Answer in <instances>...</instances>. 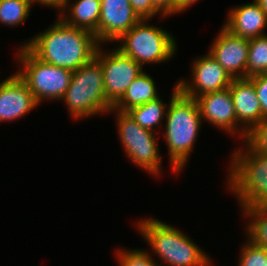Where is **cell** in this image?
I'll list each match as a JSON object with an SVG mask.
<instances>
[{
    "label": "cell",
    "mask_w": 267,
    "mask_h": 266,
    "mask_svg": "<svg viewBox=\"0 0 267 266\" xmlns=\"http://www.w3.org/2000/svg\"><path fill=\"white\" fill-rule=\"evenodd\" d=\"M21 45L41 61L73 72L95 56L100 44L92 32L58 17L55 24Z\"/></svg>",
    "instance_id": "cell-1"
},
{
    "label": "cell",
    "mask_w": 267,
    "mask_h": 266,
    "mask_svg": "<svg viewBox=\"0 0 267 266\" xmlns=\"http://www.w3.org/2000/svg\"><path fill=\"white\" fill-rule=\"evenodd\" d=\"M172 91L162 133L171 172L179 174L189 162L203 121L196 100L183 95L177 82Z\"/></svg>",
    "instance_id": "cell-2"
},
{
    "label": "cell",
    "mask_w": 267,
    "mask_h": 266,
    "mask_svg": "<svg viewBox=\"0 0 267 266\" xmlns=\"http://www.w3.org/2000/svg\"><path fill=\"white\" fill-rule=\"evenodd\" d=\"M137 230L154 256L168 266H211L213 260L186 233L156 218H142Z\"/></svg>",
    "instance_id": "cell-3"
},
{
    "label": "cell",
    "mask_w": 267,
    "mask_h": 266,
    "mask_svg": "<svg viewBox=\"0 0 267 266\" xmlns=\"http://www.w3.org/2000/svg\"><path fill=\"white\" fill-rule=\"evenodd\" d=\"M246 149L235 150L230 157L227 189L238 200L241 209L267 205V156ZM242 150V151H241Z\"/></svg>",
    "instance_id": "cell-4"
},
{
    "label": "cell",
    "mask_w": 267,
    "mask_h": 266,
    "mask_svg": "<svg viewBox=\"0 0 267 266\" xmlns=\"http://www.w3.org/2000/svg\"><path fill=\"white\" fill-rule=\"evenodd\" d=\"M101 62L94 56L73 71L71 82L61 101L75 120L108 113L113 105L107 100Z\"/></svg>",
    "instance_id": "cell-5"
},
{
    "label": "cell",
    "mask_w": 267,
    "mask_h": 266,
    "mask_svg": "<svg viewBox=\"0 0 267 266\" xmlns=\"http://www.w3.org/2000/svg\"><path fill=\"white\" fill-rule=\"evenodd\" d=\"M148 21L141 20L134 25L117 40L121 44L116 47L142 68L146 63L168 62L177 51L175 37L161 27L149 25Z\"/></svg>",
    "instance_id": "cell-6"
},
{
    "label": "cell",
    "mask_w": 267,
    "mask_h": 266,
    "mask_svg": "<svg viewBox=\"0 0 267 266\" xmlns=\"http://www.w3.org/2000/svg\"><path fill=\"white\" fill-rule=\"evenodd\" d=\"M20 68L16 73L27 84L38 105L43 100H61L70 85L73 72L38 59L25 45L17 50Z\"/></svg>",
    "instance_id": "cell-7"
},
{
    "label": "cell",
    "mask_w": 267,
    "mask_h": 266,
    "mask_svg": "<svg viewBox=\"0 0 267 266\" xmlns=\"http://www.w3.org/2000/svg\"><path fill=\"white\" fill-rule=\"evenodd\" d=\"M112 112L116 114L115 125L125 155L141 170H145L154 177H160L162 157L156 134L140 127L127 112L111 109L108 113Z\"/></svg>",
    "instance_id": "cell-8"
},
{
    "label": "cell",
    "mask_w": 267,
    "mask_h": 266,
    "mask_svg": "<svg viewBox=\"0 0 267 266\" xmlns=\"http://www.w3.org/2000/svg\"><path fill=\"white\" fill-rule=\"evenodd\" d=\"M102 47L99 45L95 57L102 65L106 98L114 105L144 69L116 47L109 52Z\"/></svg>",
    "instance_id": "cell-9"
},
{
    "label": "cell",
    "mask_w": 267,
    "mask_h": 266,
    "mask_svg": "<svg viewBox=\"0 0 267 266\" xmlns=\"http://www.w3.org/2000/svg\"><path fill=\"white\" fill-rule=\"evenodd\" d=\"M194 60L191 63V81L183 78L177 81L183 95L195 99L229 88L233 79L209 52Z\"/></svg>",
    "instance_id": "cell-10"
},
{
    "label": "cell",
    "mask_w": 267,
    "mask_h": 266,
    "mask_svg": "<svg viewBox=\"0 0 267 266\" xmlns=\"http://www.w3.org/2000/svg\"><path fill=\"white\" fill-rule=\"evenodd\" d=\"M195 100L202 121H207L213 127L223 130L227 134H238V137L244 140L247 131L237 121L230 88L204 94L196 97Z\"/></svg>",
    "instance_id": "cell-11"
},
{
    "label": "cell",
    "mask_w": 267,
    "mask_h": 266,
    "mask_svg": "<svg viewBox=\"0 0 267 266\" xmlns=\"http://www.w3.org/2000/svg\"><path fill=\"white\" fill-rule=\"evenodd\" d=\"M209 47V53L232 79L247 78L249 39L229 32L223 26Z\"/></svg>",
    "instance_id": "cell-12"
},
{
    "label": "cell",
    "mask_w": 267,
    "mask_h": 266,
    "mask_svg": "<svg viewBox=\"0 0 267 266\" xmlns=\"http://www.w3.org/2000/svg\"><path fill=\"white\" fill-rule=\"evenodd\" d=\"M140 21L129 0H101L98 43L117 42Z\"/></svg>",
    "instance_id": "cell-13"
},
{
    "label": "cell",
    "mask_w": 267,
    "mask_h": 266,
    "mask_svg": "<svg viewBox=\"0 0 267 266\" xmlns=\"http://www.w3.org/2000/svg\"><path fill=\"white\" fill-rule=\"evenodd\" d=\"M37 106L32 92L17 73L0 82V123L24 117Z\"/></svg>",
    "instance_id": "cell-14"
},
{
    "label": "cell",
    "mask_w": 267,
    "mask_h": 266,
    "mask_svg": "<svg viewBox=\"0 0 267 266\" xmlns=\"http://www.w3.org/2000/svg\"><path fill=\"white\" fill-rule=\"evenodd\" d=\"M226 19L222 26L234 35L247 39L266 35L267 15L255 0L233 7Z\"/></svg>",
    "instance_id": "cell-15"
},
{
    "label": "cell",
    "mask_w": 267,
    "mask_h": 266,
    "mask_svg": "<svg viewBox=\"0 0 267 266\" xmlns=\"http://www.w3.org/2000/svg\"><path fill=\"white\" fill-rule=\"evenodd\" d=\"M229 88L237 121L248 132L264 120L254 84L248 78L233 79Z\"/></svg>",
    "instance_id": "cell-16"
},
{
    "label": "cell",
    "mask_w": 267,
    "mask_h": 266,
    "mask_svg": "<svg viewBox=\"0 0 267 266\" xmlns=\"http://www.w3.org/2000/svg\"><path fill=\"white\" fill-rule=\"evenodd\" d=\"M73 3L71 4V0H66L58 13L59 17L70 26L92 32L98 41L101 0H77ZM67 9H69L68 14Z\"/></svg>",
    "instance_id": "cell-17"
},
{
    "label": "cell",
    "mask_w": 267,
    "mask_h": 266,
    "mask_svg": "<svg viewBox=\"0 0 267 266\" xmlns=\"http://www.w3.org/2000/svg\"><path fill=\"white\" fill-rule=\"evenodd\" d=\"M156 83L149 75L143 71L127 88L124 95L113 105L112 109L119 112H127L131 108L143 105L157 99Z\"/></svg>",
    "instance_id": "cell-18"
},
{
    "label": "cell",
    "mask_w": 267,
    "mask_h": 266,
    "mask_svg": "<svg viewBox=\"0 0 267 266\" xmlns=\"http://www.w3.org/2000/svg\"><path fill=\"white\" fill-rule=\"evenodd\" d=\"M169 103H164L160 97L143 105L131 108L127 113L144 129L158 134L157 127L163 126Z\"/></svg>",
    "instance_id": "cell-19"
},
{
    "label": "cell",
    "mask_w": 267,
    "mask_h": 266,
    "mask_svg": "<svg viewBox=\"0 0 267 266\" xmlns=\"http://www.w3.org/2000/svg\"><path fill=\"white\" fill-rule=\"evenodd\" d=\"M249 219L246 226L247 238L254 244L267 248V205L252 206L241 211Z\"/></svg>",
    "instance_id": "cell-20"
},
{
    "label": "cell",
    "mask_w": 267,
    "mask_h": 266,
    "mask_svg": "<svg viewBox=\"0 0 267 266\" xmlns=\"http://www.w3.org/2000/svg\"><path fill=\"white\" fill-rule=\"evenodd\" d=\"M32 5L31 0H0V24L11 27L23 24Z\"/></svg>",
    "instance_id": "cell-21"
},
{
    "label": "cell",
    "mask_w": 267,
    "mask_h": 266,
    "mask_svg": "<svg viewBox=\"0 0 267 266\" xmlns=\"http://www.w3.org/2000/svg\"><path fill=\"white\" fill-rule=\"evenodd\" d=\"M267 71V34L249 39L247 78Z\"/></svg>",
    "instance_id": "cell-22"
},
{
    "label": "cell",
    "mask_w": 267,
    "mask_h": 266,
    "mask_svg": "<svg viewBox=\"0 0 267 266\" xmlns=\"http://www.w3.org/2000/svg\"><path fill=\"white\" fill-rule=\"evenodd\" d=\"M116 256L118 264H120L119 266H161L147 249L125 250V248H119L117 249Z\"/></svg>",
    "instance_id": "cell-23"
},
{
    "label": "cell",
    "mask_w": 267,
    "mask_h": 266,
    "mask_svg": "<svg viewBox=\"0 0 267 266\" xmlns=\"http://www.w3.org/2000/svg\"><path fill=\"white\" fill-rule=\"evenodd\" d=\"M243 143H245L254 153L267 156V119L253 126L247 132Z\"/></svg>",
    "instance_id": "cell-24"
},
{
    "label": "cell",
    "mask_w": 267,
    "mask_h": 266,
    "mask_svg": "<svg viewBox=\"0 0 267 266\" xmlns=\"http://www.w3.org/2000/svg\"><path fill=\"white\" fill-rule=\"evenodd\" d=\"M248 240V241H247ZM238 266H265L267 248L254 244L248 238L246 244L241 246Z\"/></svg>",
    "instance_id": "cell-25"
},
{
    "label": "cell",
    "mask_w": 267,
    "mask_h": 266,
    "mask_svg": "<svg viewBox=\"0 0 267 266\" xmlns=\"http://www.w3.org/2000/svg\"><path fill=\"white\" fill-rule=\"evenodd\" d=\"M135 13L141 20H151L156 14L166 18L154 5L153 0H129Z\"/></svg>",
    "instance_id": "cell-26"
},
{
    "label": "cell",
    "mask_w": 267,
    "mask_h": 266,
    "mask_svg": "<svg viewBox=\"0 0 267 266\" xmlns=\"http://www.w3.org/2000/svg\"><path fill=\"white\" fill-rule=\"evenodd\" d=\"M248 79L254 84L265 120L267 119V75L257 74L249 77Z\"/></svg>",
    "instance_id": "cell-27"
},
{
    "label": "cell",
    "mask_w": 267,
    "mask_h": 266,
    "mask_svg": "<svg viewBox=\"0 0 267 266\" xmlns=\"http://www.w3.org/2000/svg\"><path fill=\"white\" fill-rule=\"evenodd\" d=\"M153 3L167 18L176 14V0H153Z\"/></svg>",
    "instance_id": "cell-28"
},
{
    "label": "cell",
    "mask_w": 267,
    "mask_h": 266,
    "mask_svg": "<svg viewBox=\"0 0 267 266\" xmlns=\"http://www.w3.org/2000/svg\"><path fill=\"white\" fill-rule=\"evenodd\" d=\"M66 0H31V3L34 5L35 3H39V5L51 7L52 9L60 11L64 6Z\"/></svg>",
    "instance_id": "cell-29"
},
{
    "label": "cell",
    "mask_w": 267,
    "mask_h": 266,
    "mask_svg": "<svg viewBox=\"0 0 267 266\" xmlns=\"http://www.w3.org/2000/svg\"><path fill=\"white\" fill-rule=\"evenodd\" d=\"M198 0H176V14H180L182 11H186L188 7H191Z\"/></svg>",
    "instance_id": "cell-30"
},
{
    "label": "cell",
    "mask_w": 267,
    "mask_h": 266,
    "mask_svg": "<svg viewBox=\"0 0 267 266\" xmlns=\"http://www.w3.org/2000/svg\"><path fill=\"white\" fill-rule=\"evenodd\" d=\"M259 5L260 8L266 13L267 15V0H255Z\"/></svg>",
    "instance_id": "cell-31"
}]
</instances>
